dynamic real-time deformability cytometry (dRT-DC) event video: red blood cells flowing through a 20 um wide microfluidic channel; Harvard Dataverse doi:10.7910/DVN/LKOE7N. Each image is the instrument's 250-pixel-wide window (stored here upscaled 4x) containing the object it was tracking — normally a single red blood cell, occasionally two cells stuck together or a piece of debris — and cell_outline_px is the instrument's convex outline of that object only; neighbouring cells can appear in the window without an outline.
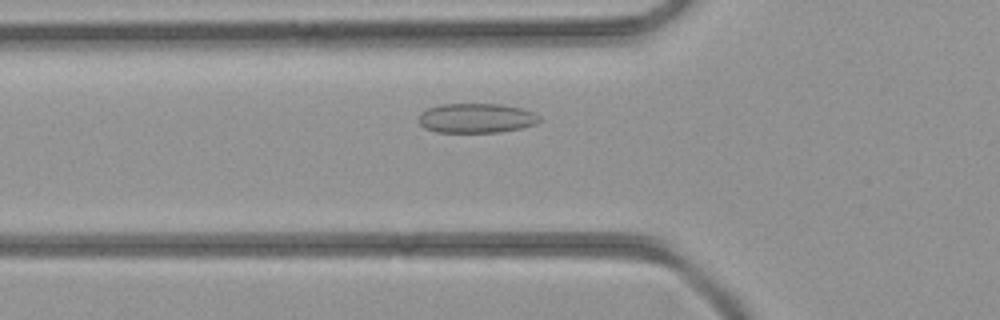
{"species": "common noctule bat (a hibernating species)", "species_latin": "Nyctalus noctula", "temperature_condition": "room temperature", "stored_images_in_passage": 37, "camera_frame_rate_fps": 3000, "um_per_image_px": 0.085, "animal": {"sex": "female", "body_mass_g": 21.9}, "frame": {"image": 1, "passage_image": 9, "time_ms": 2.667, "image_size_px": [1000, 320], "cell_outline_px": [[544, 120], [536, 124], [520, 128], [500, 132], [440, 132], [424, 128], [420, 124], [420, 116], [428, 108], [440, 104], [504, 104], [524, 108], [532, 112]], "centroid_in_image_um": [40.55, 10.03], "position_along_channel_um": 85.2, "area_um2": 20.81}}
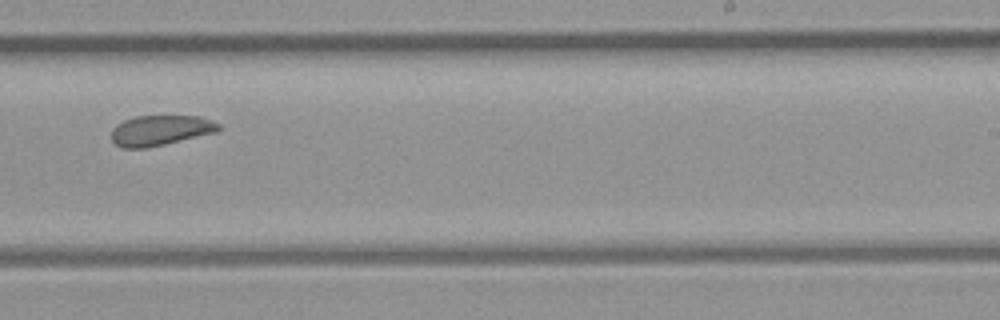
{"frame": {"image": 2, "passage_image": 21, "time_ms": 6.667, "image_size_px": [1000, 320], "cell_outline_px": [[220, 128], [216, 132], [164, 144], [144, 148], [124, 148], [116, 144], [112, 140], [112, 128], [116, 124], [124, 120], [136, 116], [200, 116], [212, 120], [220, 124]], "centroid_in_image_um": [13.63, 11.07], "position_along_channel_um": 275.4, "area_um2": 18.79}}
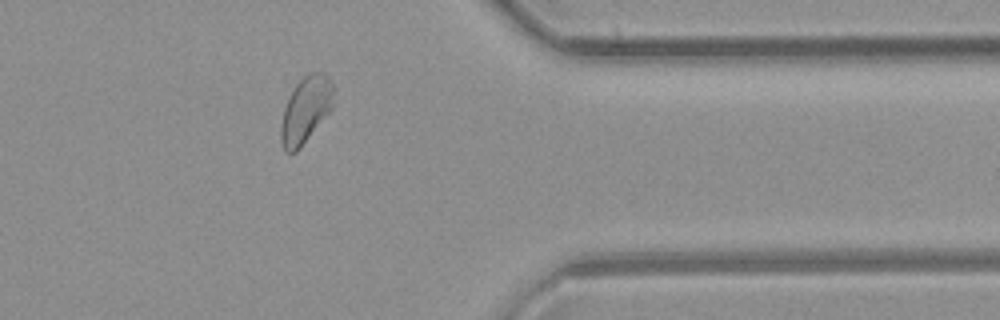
{"frame": {"image": 3, "passage_image": 29, "time_ms": 9.333, "image_size_px": [1000, 320], "cell_outline_px": [[332, 108], [300, 148], [296, 152], [284, 152], [280, 140], [280, 128], [284, 108], [288, 96], [296, 84], [304, 76], [312, 72], [324, 72], [328, 76], [332, 84]], "centroid_in_image_um": [25.95, 9.35], "position_along_channel_um": 385.5, "area_um2": 20.17}}